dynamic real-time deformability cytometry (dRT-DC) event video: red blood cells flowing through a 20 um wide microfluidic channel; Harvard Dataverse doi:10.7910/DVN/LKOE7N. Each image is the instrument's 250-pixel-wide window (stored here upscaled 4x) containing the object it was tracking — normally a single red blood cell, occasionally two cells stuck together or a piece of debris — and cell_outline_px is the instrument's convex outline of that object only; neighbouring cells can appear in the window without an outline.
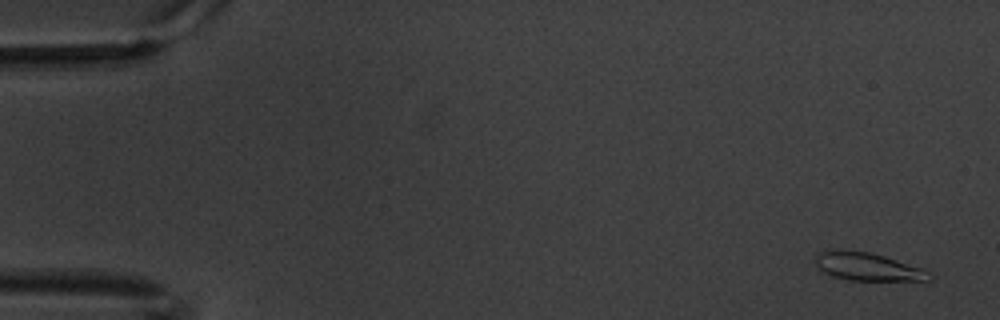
{"species": "common noctule bat (a hibernating species)", "species_latin": "Nyctalus noctula", "temperature_condition": "warm", "stored_images_in_passage": 7, "camera_frame_rate_fps": 3000, "um_per_image_px": 0.085, "animal": {"sex": "male", "body_mass_g": 20.1, "forearm_length_mm": 53.5}, "frame": {"image": 1, "passage_image": 1, "time_ms": 0.0, "image_size_px": [1000, 320], "cell_outline_px": [[932, 276], [928, 280], [848, 280], [832, 276], [816, 268], [816, 256], [820, 252], [828, 248], [840, 248], [868, 252], [884, 256], [920, 268]], "centroid_in_image_um": [73.61, 22.64], "position_along_channel_um": 11.4, "area_um2": 18.5}}
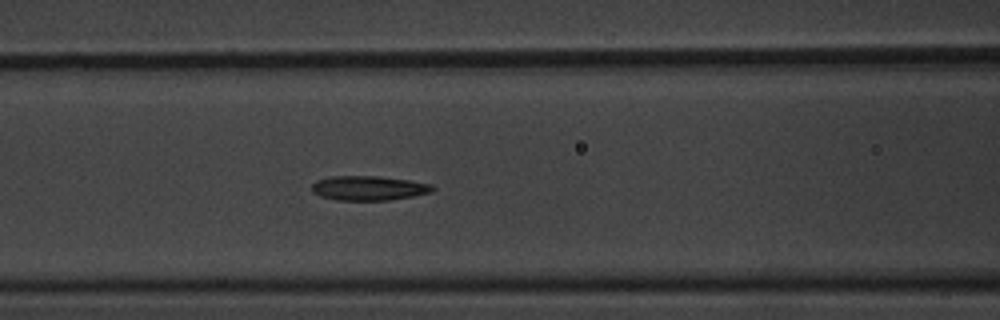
{"frame": {"image": 2, "passage_image": 7, "time_ms": 2.0, "image_size_px": [1000, 320], "cell_outline_px": [[436, 188], [432, 192], [412, 196], [388, 200], [336, 200], [320, 196], [312, 192], [312, 184], [316, 180], [328, 176], [380, 176], [408, 180], [432, 184]], "centroid_in_image_um": [31.32, 15.98], "position_along_channel_um": 135.3, "area_um2": 17.34}}